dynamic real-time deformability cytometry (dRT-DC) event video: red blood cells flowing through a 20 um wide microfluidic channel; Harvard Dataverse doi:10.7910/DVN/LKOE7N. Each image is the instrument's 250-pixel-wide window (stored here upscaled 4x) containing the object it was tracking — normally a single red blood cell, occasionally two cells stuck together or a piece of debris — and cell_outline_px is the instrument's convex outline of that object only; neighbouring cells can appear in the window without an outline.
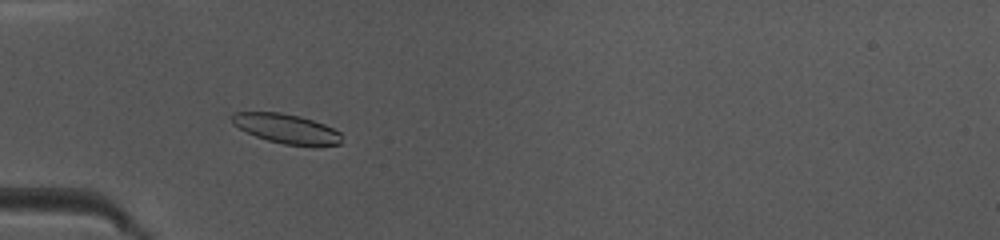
{"species": "common noctule bat (a hibernating species)", "species_latin": "Nyctalus noctula", "temperature_condition": "warm", "stored_images_in_passage": 41, "camera_frame_rate_fps": 3000, "um_per_image_px": 0.085, "animal": {"sex": "female", "body_mass_g": 10.0, "forearm_length_mm": 53.1}, "frame": {"image": 1, "passage_image": 8, "time_ms": 2.333, "image_size_px": [1000, 240], "cell_outline_px": [[340, 144], [284, 144], [268, 140], [256, 136], [232, 124], [228, 116], [232, 112], [280, 112], [300, 116], [324, 124], [340, 132]], "centroid_in_image_um": [24.24, 10.89], "position_along_channel_um": 60.8, "area_um2": 18.44}}
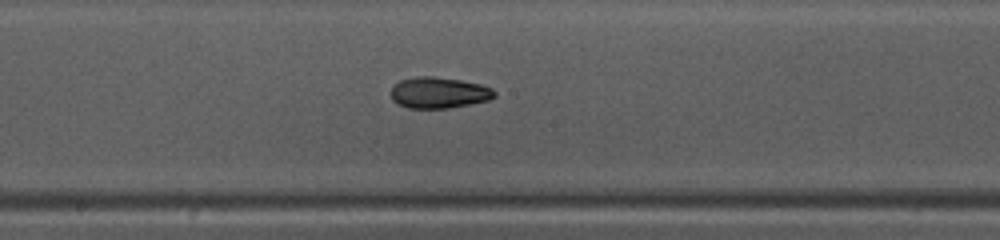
{"frame": {"image": 2, "passage_image": 19, "time_ms": 6.0, "image_size_px": [1000, 240], "cell_outline_px": [[496, 96], [488, 100], [448, 108], [408, 108], [396, 104], [392, 100], [392, 88], [400, 80], [416, 76], [432, 76], [460, 80], [480, 84], [492, 88], [496, 92]], "centroid_in_image_um": [37.29, 7.88], "position_along_channel_um": 210.9, "area_um2": 18.73}}
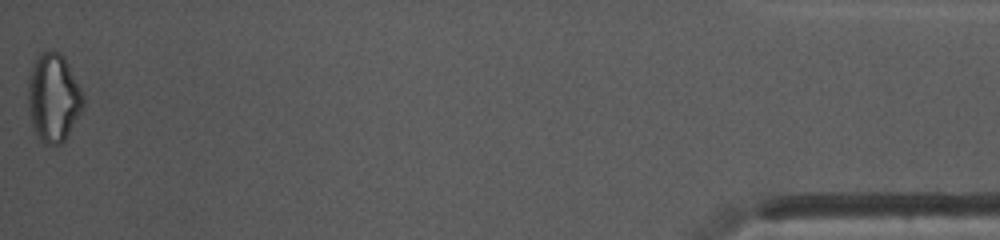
{"frame": {"image": 3, "passage_image": 41, "time_ms": 13.333, "image_size_px": [1000, 240], "cell_outline_px": [[84, 104], [80, 112], [64, 140], [60, 144], [44, 144], [40, 140], [32, 124], [28, 108], [28, 76], [40, 52], [48, 48], [60, 52], [64, 56], [84, 96]], "centroid_in_image_um": [4.52, 8.26], "position_along_channel_um": 430.7, "area_um2": 28.21}, "authors_computed_cell_mechanics": {"area_um2": 18.9584, "velocity_mm_per_s": 4.1776, "shape_relaxation_time_tau1_ms": 3.8676, "shape_relaxation_time_tau2_ms": 3.088, "deformation_change_tau1": 0.1495, "deformation_change_tau2": 0.0914}}